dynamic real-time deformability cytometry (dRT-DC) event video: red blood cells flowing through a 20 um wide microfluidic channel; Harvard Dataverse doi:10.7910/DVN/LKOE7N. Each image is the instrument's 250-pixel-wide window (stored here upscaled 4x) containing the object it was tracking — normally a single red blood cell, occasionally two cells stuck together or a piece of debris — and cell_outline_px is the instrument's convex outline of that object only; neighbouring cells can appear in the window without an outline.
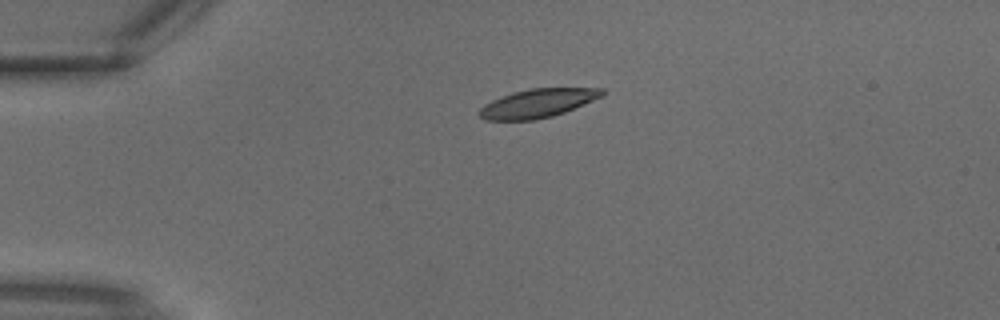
{"species": "common noctule bat (a hibernating species)", "species_latin": "Nyctalus noctula", "temperature_condition": "warm", "stored_images_in_passage": 2, "camera_frame_rate_fps": 3000, "um_per_image_px": 0.085, "animal": {"sex": "male", "body_mass_g": 18.8}, "frame": {"image": 1, "passage_image": 1, "time_ms": 0.0, "image_size_px": [1000, 320], "cell_outline_px": [[604, 96], [564, 112], [552, 116], [536, 120], [484, 120], [480, 116], [480, 108], [484, 104], [500, 96], [512, 92], [532, 88], [604, 88]], "centroid_in_image_um": [45.7, 8.77], "position_along_channel_um": 39.3, "area_um2": 20.52}}